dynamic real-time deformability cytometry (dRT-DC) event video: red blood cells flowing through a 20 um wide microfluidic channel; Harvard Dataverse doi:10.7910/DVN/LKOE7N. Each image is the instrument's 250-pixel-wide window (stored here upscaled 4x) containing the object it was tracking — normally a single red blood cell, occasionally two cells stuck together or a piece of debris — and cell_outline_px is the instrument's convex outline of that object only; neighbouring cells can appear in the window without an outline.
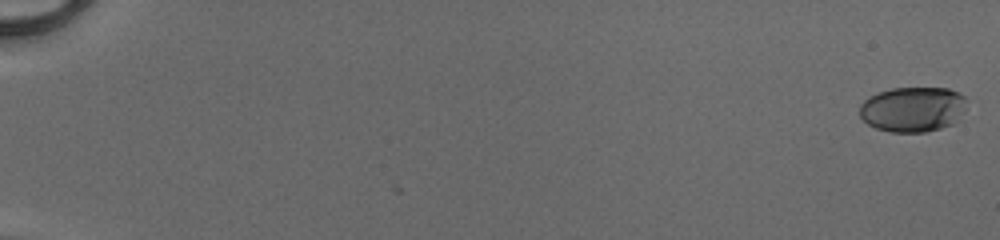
{"species": "human", "species_latin": "Homo sapiens", "temperature_condition": "cold", "stored_images_in_passage": 53, "camera_frame_rate_fps": 3000, "um_per_image_px": 0.085, "donor": {"sex": "male"}, "frame": {"image": 1, "passage_image": 1, "time_ms": 0.0, "image_size_px": [1000, 240], "cell_outline_px": [[964, 108], [952, 124], [940, 128], [924, 132], [888, 132], [876, 128], [868, 124], [860, 116], [860, 104], [868, 96], [892, 88], [948, 88], [964, 96]], "centroid_in_image_um": [77.53, 9.29], "position_along_channel_um": 7.5, "area_um2": 27.86}}
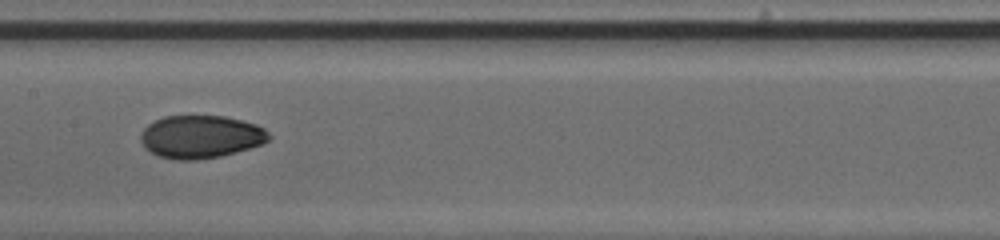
{"frame": {"image": 2, "passage_image": 30, "time_ms": 9.667, "image_size_px": [1000, 240], "cell_outline_px": [[272, 136], [268, 140], [260, 144], [236, 152], [220, 156], [196, 160], [180, 160], [160, 156], [144, 148], [140, 140], [140, 136], [144, 128], [148, 124], [164, 116], [224, 116], [256, 124], [264, 128]], "centroid_in_image_um": [17.05, 11.62], "position_along_channel_um": 190.3, "area_um2": 31.85}}
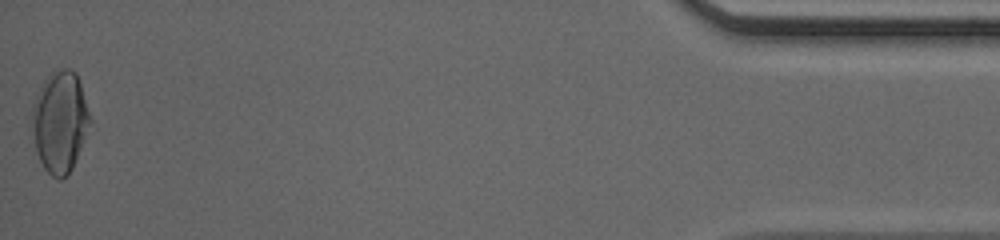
{"frame": {"image": 3, "passage_image": 53, "time_ms": 17.333, "image_size_px": [1000, 240], "cell_outline_px": [[92, 120], [72, 168], [60, 180], [56, 180], [44, 168], [36, 152], [32, 120], [32, 104], [44, 80], [52, 72], [64, 68], [68, 68], [76, 72]], "centroid_in_image_um": [5.1, 10.34], "position_along_channel_um": 430.1, "area_um2": 33.81}, "authors_computed_cell_mechanics": {"area_um2": 30.7496, "velocity_mm_per_s": 4.1437, "shape_relaxation_time_tau1_ms": 5.7653, "shape_relaxation_time_tau2_ms": 1.391, "deformation_change_tau1": 0.1729, "deformation_change_tau2": 0.0402}}